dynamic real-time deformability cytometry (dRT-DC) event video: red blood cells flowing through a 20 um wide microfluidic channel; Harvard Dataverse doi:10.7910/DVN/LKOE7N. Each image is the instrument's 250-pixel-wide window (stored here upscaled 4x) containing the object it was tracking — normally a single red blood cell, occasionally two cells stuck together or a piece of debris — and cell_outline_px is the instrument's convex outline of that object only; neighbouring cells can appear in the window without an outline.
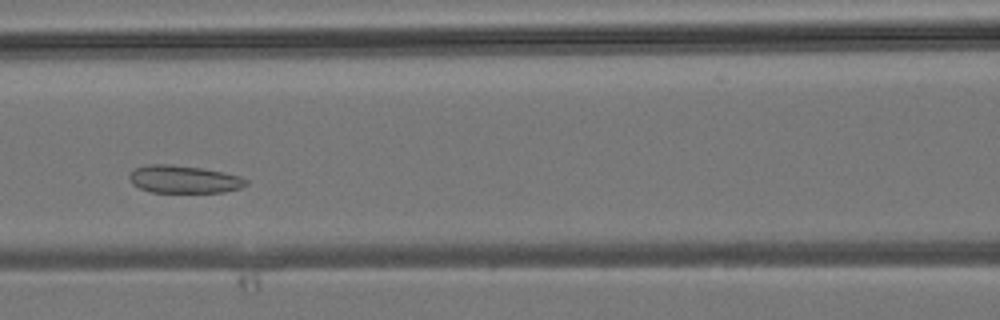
{"species": "common noctule bat (a hibernating species)", "species_latin": "Nyctalus noctula", "temperature_condition": "room temperature", "stored_images_in_passage": 35, "camera_frame_rate_fps": 3000, "um_per_image_px": 0.085, "animal": {"sex": "male", "body_mass_g": 19.2, "forearm_length_mm": 51.8}, "frame": {"image": 1, "passage_image": 13, "time_ms": 4.0, "image_size_px": [1000, 320], "cell_outline_px": [[248, 184], [240, 188], [224, 192], [152, 192], [140, 188], [132, 184], [128, 176], [136, 168], [148, 164], [168, 164], [200, 168], [224, 172], [240, 176], [248, 180]], "centroid_in_image_um": [15.65, 15.24], "position_along_channel_um": 151.0, "area_um2": 18.73}}
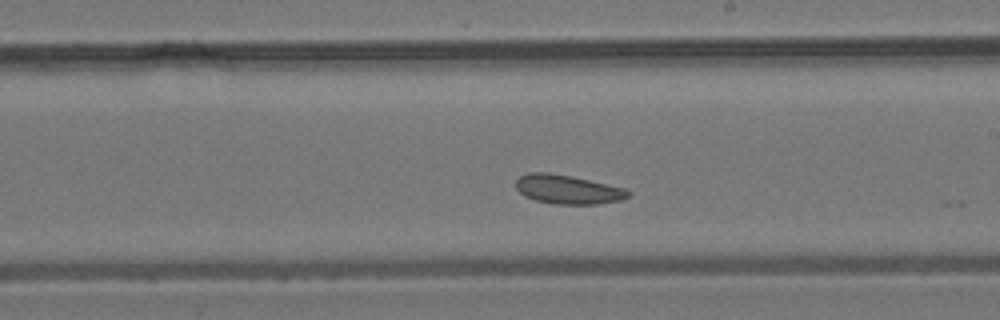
{"frame": {"image": 2, "passage_image": 19, "time_ms": 6.0, "image_size_px": [1000, 320], "cell_outline_px": [[632, 192], [628, 196], [620, 200], [600, 204], [552, 204], [536, 200], [524, 196], [516, 188], [516, 180], [520, 176], [528, 172], [548, 172], [572, 176], [624, 188]], "centroid_in_image_um": [48.24, 16.1], "position_along_channel_um": 240.8, "area_um2": 19.02}}
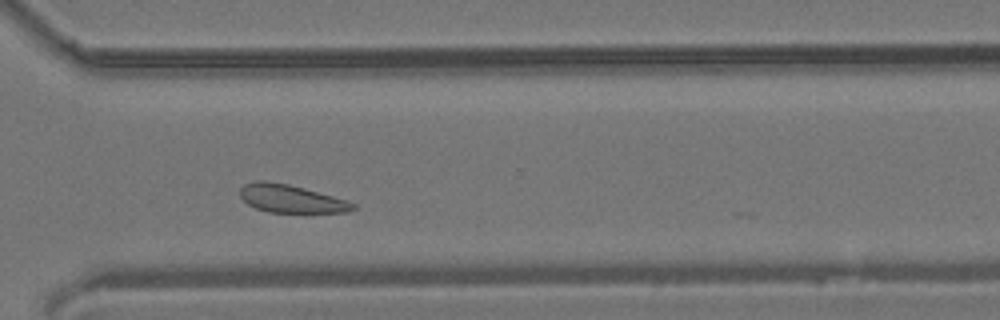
{"frame": {"image": 3, "passage_image": 26, "time_ms": 8.333, "image_size_px": [1000, 320], "cell_outline_px": [[356, 208], [348, 212], [304, 216], [268, 212], [256, 208], [248, 204], [240, 196], [240, 188], [244, 184], [256, 180], [264, 180], [288, 184], [304, 188], [348, 200], [356, 204]], "centroid_in_image_um": [24.82, 16.96], "position_along_channel_um": 345.8, "area_um2": 19.54}}